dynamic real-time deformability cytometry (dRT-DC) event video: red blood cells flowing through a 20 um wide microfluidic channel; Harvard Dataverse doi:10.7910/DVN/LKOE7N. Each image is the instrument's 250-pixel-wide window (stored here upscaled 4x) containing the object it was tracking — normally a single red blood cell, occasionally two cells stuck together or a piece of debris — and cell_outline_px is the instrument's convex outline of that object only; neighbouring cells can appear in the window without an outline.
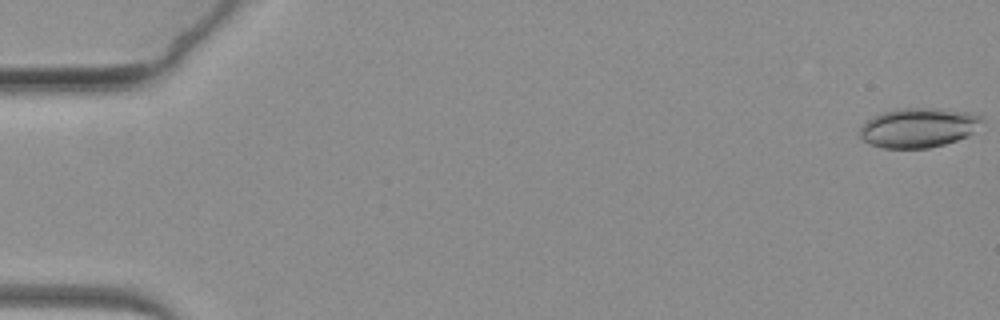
{"species": "common noctule bat (a hibernating species)", "species_latin": "Nyctalus noctula", "temperature_condition": "warm", "stored_images_in_passage": 65, "camera_frame_rate_fps": 3000, "um_per_image_px": 0.085, "animal": {"sex": "female", "body_mass_g": 19.3, "forearm_length_mm": 54.1}, "frame": {"image": 1, "passage_image": 1, "time_ms": 0.0, "image_size_px": [1000, 320], "cell_outline_px": [[984, 120], [968, 136], [944, 144], [928, 148], [880, 148], [868, 144], [860, 140], [860, 128], [872, 116], [880, 112], [896, 108], [940, 108], [968, 112], [980, 116]], "centroid_in_image_um": [78.02, 10.85], "position_along_channel_um": 7.0, "area_um2": 28.38}}
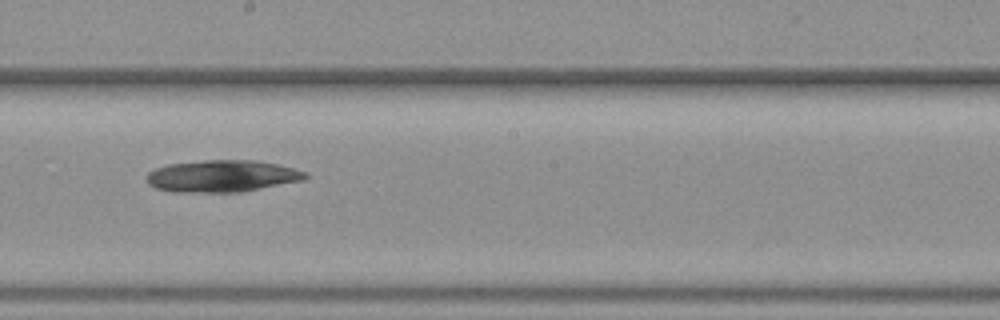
{"frame": {"image": 2, "passage_image": 37, "time_ms": 12.0, "image_size_px": [1000, 320], "cell_outline_px": [[308, 176], [304, 180], [240, 192], [172, 192], [156, 188], [148, 184], [148, 172], [156, 168], [168, 164], [204, 160], [256, 160], [276, 164], [308, 172]], "centroid_in_image_um": [18.88, 14.96], "position_along_channel_um": 229.3, "area_um2": 29.48}}
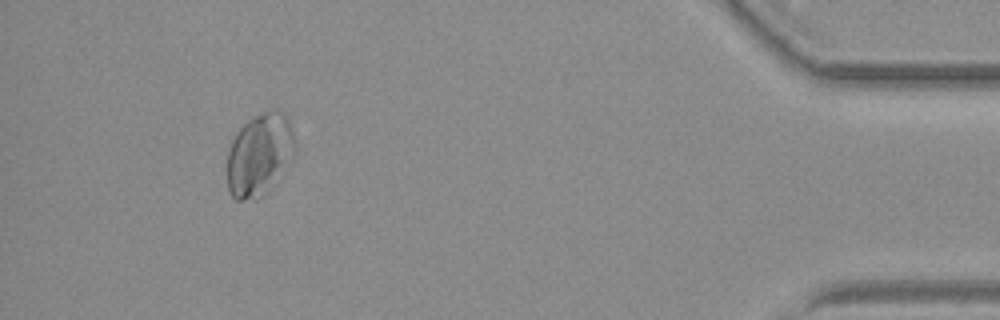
{"frame": {"image": 3, "passage_image": 60, "time_ms": 19.667, "image_size_px": [1000, 320], "cell_outline_px": [[292, 140], [268, 192], [264, 196], [244, 200], [236, 200], [232, 196], [228, 188], [228, 148], [236, 132], [248, 120], [268, 108], [280, 108], [288, 116], [292, 132]], "centroid_in_image_um": [21.93, 13.07], "position_along_channel_um": 413.3, "area_um2": 30.92}}